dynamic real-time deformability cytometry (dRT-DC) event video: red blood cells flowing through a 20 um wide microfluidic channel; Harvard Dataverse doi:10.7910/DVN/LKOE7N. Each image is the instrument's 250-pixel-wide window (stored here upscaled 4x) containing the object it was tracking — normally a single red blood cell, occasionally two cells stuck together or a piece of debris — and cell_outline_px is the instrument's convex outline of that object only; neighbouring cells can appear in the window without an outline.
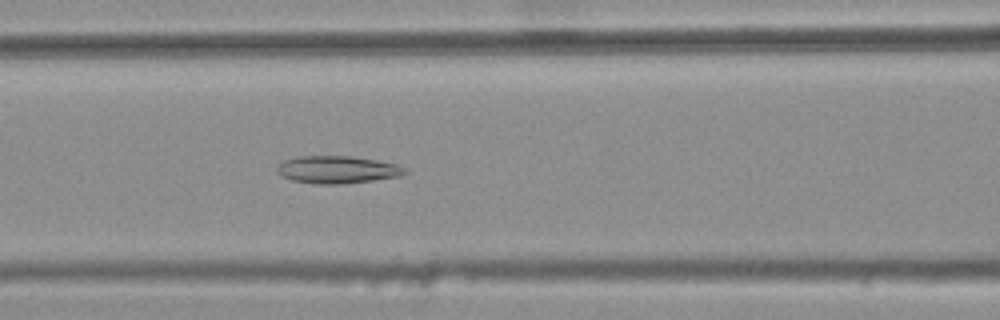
{"species": "common noctule bat (a hibernating species)", "species_latin": "Nyctalus noctula", "temperature_condition": "warm", "stored_images_in_passage": 46, "camera_frame_rate_fps": 3000, "um_per_image_px": 0.085, "animal": {"sex": "female", "body_mass_g": 25.1}, "frame": {"image": 1, "passage_image": 22, "time_ms": 7.0, "image_size_px": [1000, 320], "cell_outline_px": [[408, 172], [400, 176], [344, 184], [316, 184], [292, 180], [280, 176], [276, 172], [276, 168], [284, 160], [296, 156], [352, 156], [376, 160], [396, 164], [404, 168]], "centroid_in_image_um": [28.63, 14.42], "position_along_channel_um": 138.0, "area_um2": 20.52}}
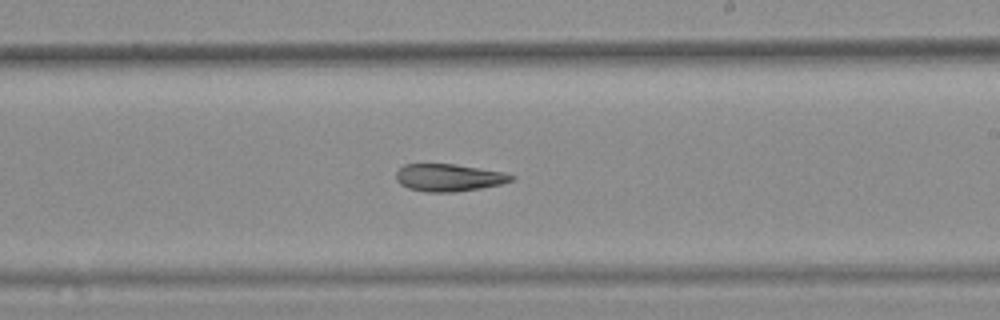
{"frame": {"image": 2, "passage_image": 31, "time_ms": 10.0, "image_size_px": [1000, 320], "cell_outline_px": [[516, 180], [500, 184], [480, 188], [456, 192], [424, 192], [408, 188], [400, 184], [396, 180], [396, 172], [404, 164], [456, 164], [504, 172], [516, 176]], "centroid_in_image_um": [38.16, 15.1], "position_along_channel_um": 250.8, "area_um2": 18.55}}
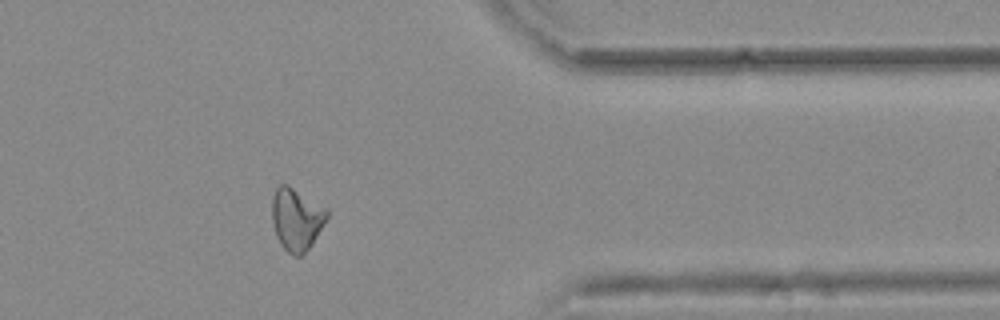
{"frame": {"image": 3, "passage_image": 43, "time_ms": 14.0, "image_size_px": [1000, 320], "cell_outline_px": [[328, 216], [312, 244], [300, 256], [292, 256], [280, 244], [276, 236], [272, 220], [272, 196], [276, 188], [280, 184], [288, 184], [328, 208]], "centroid_in_image_um": [25.19, 18.6], "position_along_channel_um": 386.2, "area_um2": 20.06}, "authors_computed_cell_mechanics": {"area_um2": 20.0566, "velocity_mm_per_s": 3.7721, "shape_relaxation_time_tau1_ms": null, "shape_relaxation_time_tau2_ms": 6.7873, "deformation_change_tau1": null, "deformation_change_tau2": 0.1678}}